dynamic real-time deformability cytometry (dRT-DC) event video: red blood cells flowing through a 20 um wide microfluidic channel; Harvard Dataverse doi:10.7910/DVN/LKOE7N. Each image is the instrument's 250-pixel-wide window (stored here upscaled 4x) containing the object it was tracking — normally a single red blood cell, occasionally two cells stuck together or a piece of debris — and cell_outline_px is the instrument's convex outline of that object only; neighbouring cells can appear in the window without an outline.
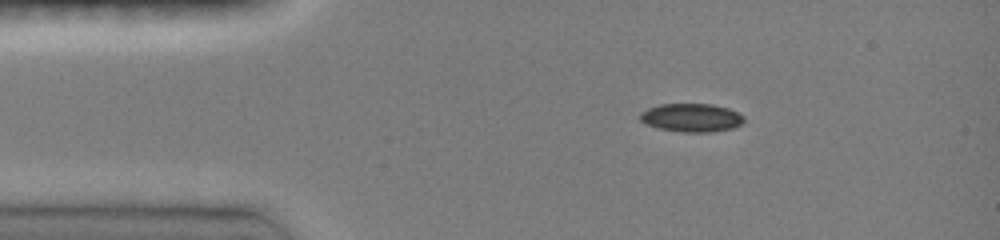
{"species": "common noctule bat (a hibernating species)", "species_latin": "Nyctalus noctula", "temperature_condition": "room temperature", "stored_images_in_passage": 13, "camera_frame_rate_fps": 3000, "um_per_image_px": 0.085, "animal": {"sex": "female", "body_mass_g": 19.0, "forearm_length_mm": 51.5}, "frame": {"image": 1, "passage_image": 1, "time_ms": 0.0, "image_size_px": [1000, 240], "cell_outline_px": [[744, 120], [740, 124], [732, 128], [712, 132], [680, 132], [656, 128], [640, 120], [640, 112], [648, 108], [660, 104], [712, 104], [728, 108], [744, 116]], "centroid_in_image_um": [58.75, 10.0], "position_along_channel_um": 26.2, "area_um2": 17.17}}
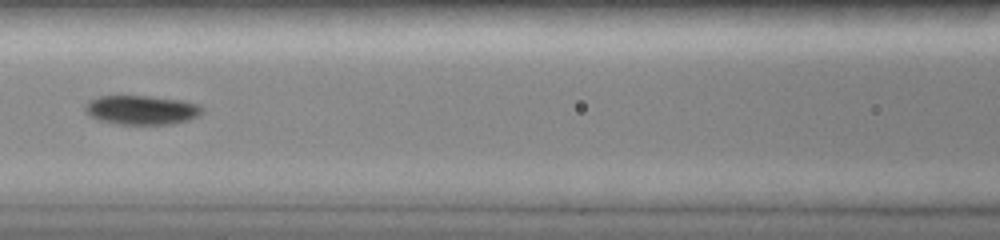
{"frame": {"image": 2, "passage_image": 5, "time_ms": 4.333, "image_size_px": [1000, 240], "cell_outline_px": [[204, 112], [200, 116], [188, 120], [172, 124], [120, 124], [100, 120], [88, 116], [84, 112], [84, 104], [88, 100], [100, 96], [148, 96], [184, 100], [200, 104], [204, 108]], "centroid_in_image_um": [12.05, 9.34], "position_along_channel_um": 154.5, "area_um2": 20.29}}
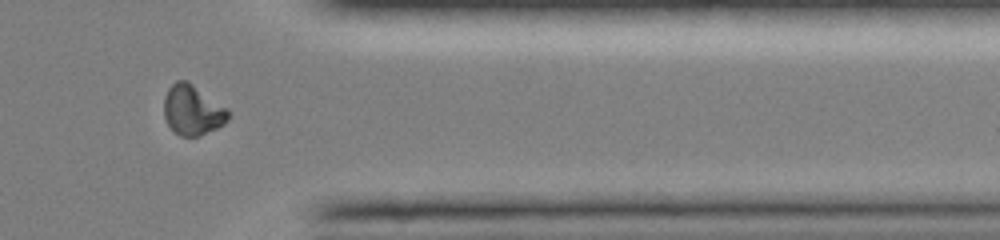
{"frame": {"image": 3, "passage_image": 11, "time_ms": 10.333, "image_size_px": [1000, 240], "cell_outline_px": [[228, 120], [224, 124], [200, 136], [180, 136], [172, 132], [164, 116], [164, 96], [168, 88], [176, 80], [188, 80], [228, 108]], "centroid_in_image_um": [16.35, 9.35], "position_along_channel_um": 395.1, "area_um2": 19.02}, "authors_computed_cell_mechanics": {"area_um2": 19.0162, "velocity_mm_per_s": 4.0417, "shape_relaxation_time_tau1_ms": 10.4408, "shape_relaxation_time_tau2_ms": 3.2471, "deformation_change_tau1": 0.2649, "deformation_change_tau2": 0.0456}}